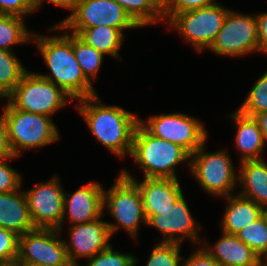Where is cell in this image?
<instances>
[{
	"label": "cell",
	"mask_w": 267,
	"mask_h": 266,
	"mask_svg": "<svg viewBox=\"0 0 267 266\" xmlns=\"http://www.w3.org/2000/svg\"><path fill=\"white\" fill-rule=\"evenodd\" d=\"M78 102L79 114L97 141L120 158L131 154L134 132L140 122L136 115L116 105H104L97 94Z\"/></svg>",
	"instance_id": "cell-1"
},
{
	"label": "cell",
	"mask_w": 267,
	"mask_h": 266,
	"mask_svg": "<svg viewBox=\"0 0 267 266\" xmlns=\"http://www.w3.org/2000/svg\"><path fill=\"white\" fill-rule=\"evenodd\" d=\"M60 36H42L33 33L32 40L50 69V74H39L59 86L72 100H81L97 94L92 83L84 76L72 47V33Z\"/></svg>",
	"instance_id": "cell-2"
},
{
	"label": "cell",
	"mask_w": 267,
	"mask_h": 266,
	"mask_svg": "<svg viewBox=\"0 0 267 266\" xmlns=\"http://www.w3.org/2000/svg\"><path fill=\"white\" fill-rule=\"evenodd\" d=\"M145 178L178 179L176 165L188 161L191 155L179 145L154 137L140 123L137 125L130 154Z\"/></svg>",
	"instance_id": "cell-3"
},
{
	"label": "cell",
	"mask_w": 267,
	"mask_h": 266,
	"mask_svg": "<svg viewBox=\"0 0 267 266\" xmlns=\"http://www.w3.org/2000/svg\"><path fill=\"white\" fill-rule=\"evenodd\" d=\"M8 141L14 156L59 140V131L52 117L16 109L9 101L2 107Z\"/></svg>",
	"instance_id": "cell-4"
},
{
	"label": "cell",
	"mask_w": 267,
	"mask_h": 266,
	"mask_svg": "<svg viewBox=\"0 0 267 266\" xmlns=\"http://www.w3.org/2000/svg\"><path fill=\"white\" fill-rule=\"evenodd\" d=\"M118 176L113 186L103 192V208H107L116 220L115 224L111 222L107 224L112 236L121 226L137 239L139 224L147 223L143 198L138 186L131 179L121 173Z\"/></svg>",
	"instance_id": "cell-5"
},
{
	"label": "cell",
	"mask_w": 267,
	"mask_h": 266,
	"mask_svg": "<svg viewBox=\"0 0 267 266\" xmlns=\"http://www.w3.org/2000/svg\"><path fill=\"white\" fill-rule=\"evenodd\" d=\"M72 99L59 86L34 72H26L6 98L16 109L52 117Z\"/></svg>",
	"instance_id": "cell-6"
},
{
	"label": "cell",
	"mask_w": 267,
	"mask_h": 266,
	"mask_svg": "<svg viewBox=\"0 0 267 266\" xmlns=\"http://www.w3.org/2000/svg\"><path fill=\"white\" fill-rule=\"evenodd\" d=\"M205 143L191 155L190 170L200 187L216 197L233 195L238 175L227 149L215 153L205 152Z\"/></svg>",
	"instance_id": "cell-7"
},
{
	"label": "cell",
	"mask_w": 267,
	"mask_h": 266,
	"mask_svg": "<svg viewBox=\"0 0 267 266\" xmlns=\"http://www.w3.org/2000/svg\"><path fill=\"white\" fill-rule=\"evenodd\" d=\"M229 10L216 2L208 7L176 13L167 21V26L177 30L196 51L202 52L215 42Z\"/></svg>",
	"instance_id": "cell-8"
},
{
	"label": "cell",
	"mask_w": 267,
	"mask_h": 266,
	"mask_svg": "<svg viewBox=\"0 0 267 266\" xmlns=\"http://www.w3.org/2000/svg\"><path fill=\"white\" fill-rule=\"evenodd\" d=\"M154 137L170 141L190 155L207 142V132L200 120L184 113L152 116L139 122Z\"/></svg>",
	"instance_id": "cell-9"
},
{
	"label": "cell",
	"mask_w": 267,
	"mask_h": 266,
	"mask_svg": "<svg viewBox=\"0 0 267 266\" xmlns=\"http://www.w3.org/2000/svg\"><path fill=\"white\" fill-rule=\"evenodd\" d=\"M59 24L64 29H89L105 25L118 29L140 28L114 0H81Z\"/></svg>",
	"instance_id": "cell-10"
},
{
	"label": "cell",
	"mask_w": 267,
	"mask_h": 266,
	"mask_svg": "<svg viewBox=\"0 0 267 266\" xmlns=\"http://www.w3.org/2000/svg\"><path fill=\"white\" fill-rule=\"evenodd\" d=\"M215 55L240 57L258 51L256 15L229 10L217 38L209 48Z\"/></svg>",
	"instance_id": "cell-11"
},
{
	"label": "cell",
	"mask_w": 267,
	"mask_h": 266,
	"mask_svg": "<svg viewBox=\"0 0 267 266\" xmlns=\"http://www.w3.org/2000/svg\"><path fill=\"white\" fill-rule=\"evenodd\" d=\"M59 181L54 175L49 181H42L35 188L24 190L35 228L62 230L65 192Z\"/></svg>",
	"instance_id": "cell-12"
},
{
	"label": "cell",
	"mask_w": 267,
	"mask_h": 266,
	"mask_svg": "<svg viewBox=\"0 0 267 266\" xmlns=\"http://www.w3.org/2000/svg\"><path fill=\"white\" fill-rule=\"evenodd\" d=\"M58 229L35 228L19 236L16 262H32L42 266L72 264L67 257L65 241Z\"/></svg>",
	"instance_id": "cell-13"
},
{
	"label": "cell",
	"mask_w": 267,
	"mask_h": 266,
	"mask_svg": "<svg viewBox=\"0 0 267 266\" xmlns=\"http://www.w3.org/2000/svg\"><path fill=\"white\" fill-rule=\"evenodd\" d=\"M182 194L173 206L164 211H160L157 215H146L149 226L155 227L163 234L160 242H176L181 244L185 237L195 245L201 242L198 238L197 229L201 226L193 218L187 202Z\"/></svg>",
	"instance_id": "cell-14"
},
{
	"label": "cell",
	"mask_w": 267,
	"mask_h": 266,
	"mask_svg": "<svg viewBox=\"0 0 267 266\" xmlns=\"http://www.w3.org/2000/svg\"><path fill=\"white\" fill-rule=\"evenodd\" d=\"M104 216L105 214L88 223L71 225L70 244L66 241L65 246L67 257L74 266H80L79 258L90 259L111 246L109 240L112 235L108 224L106 221L100 220Z\"/></svg>",
	"instance_id": "cell-15"
},
{
	"label": "cell",
	"mask_w": 267,
	"mask_h": 266,
	"mask_svg": "<svg viewBox=\"0 0 267 266\" xmlns=\"http://www.w3.org/2000/svg\"><path fill=\"white\" fill-rule=\"evenodd\" d=\"M103 185L90 182L72 193H64L62 223L67 217L72 225L94 221L103 215ZM68 209V211H67Z\"/></svg>",
	"instance_id": "cell-16"
},
{
	"label": "cell",
	"mask_w": 267,
	"mask_h": 266,
	"mask_svg": "<svg viewBox=\"0 0 267 266\" xmlns=\"http://www.w3.org/2000/svg\"><path fill=\"white\" fill-rule=\"evenodd\" d=\"M120 173L138 186L146 215L160 214V211L173 206L183 194L178 179L144 178L137 182L128 171L123 169Z\"/></svg>",
	"instance_id": "cell-17"
},
{
	"label": "cell",
	"mask_w": 267,
	"mask_h": 266,
	"mask_svg": "<svg viewBox=\"0 0 267 266\" xmlns=\"http://www.w3.org/2000/svg\"><path fill=\"white\" fill-rule=\"evenodd\" d=\"M202 247L216 260L219 266H258L260 256L234 234L222 232V236L209 248L204 240Z\"/></svg>",
	"instance_id": "cell-18"
},
{
	"label": "cell",
	"mask_w": 267,
	"mask_h": 266,
	"mask_svg": "<svg viewBox=\"0 0 267 266\" xmlns=\"http://www.w3.org/2000/svg\"><path fill=\"white\" fill-rule=\"evenodd\" d=\"M0 227L19 236L35 229L23 190L0 193Z\"/></svg>",
	"instance_id": "cell-19"
},
{
	"label": "cell",
	"mask_w": 267,
	"mask_h": 266,
	"mask_svg": "<svg viewBox=\"0 0 267 266\" xmlns=\"http://www.w3.org/2000/svg\"><path fill=\"white\" fill-rule=\"evenodd\" d=\"M230 117L237 128L234 144H236L240 152L239 161L262 159L261 153L264 150V146H266V141L258 121L254 117L240 113L238 110H235Z\"/></svg>",
	"instance_id": "cell-20"
},
{
	"label": "cell",
	"mask_w": 267,
	"mask_h": 266,
	"mask_svg": "<svg viewBox=\"0 0 267 266\" xmlns=\"http://www.w3.org/2000/svg\"><path fill=\"white\" fill-rule=\"evenodd\" d=\"M238 183L244 188L239 195L267 207V163L263 159L240 162Z\"/></svg>",
	"instance_id": "cell-21"
},
{
	"label": "cell",
	"mask_w": 267,
	"mask_h": 266,
	"mask_svg": "<svg viewBox=\"0 0 267 266\" xmlns=\"http://www.w3.org/2000/svg\"><path fill=\"white\" fill-rule=\"evenodd\" d=\"M227 205L222 217V231L236 234L262 216V207L239 194L225 197Z\"/></svg>",
	"instance_id": "cell-22"
},
{
	"label": "cell",
	"mask_w": 267,
	"mask_h": 266,
	"mask_svg": "<svg viewBox=\"0 0 267 266\" xmlns=\"http://www.w3.org/2000/svg\"><path fill=\"white\" fill-rule=\"evenodd\" d=\"M72 30L70 33L77 35L87 45L92 46L97 51L102 52L104 55H111L118 59L120 56L119 48L123 44L124 34L118 29L100 25L89 29H64L59 23L51 27L48 31L56 30Z\"/></svg>",
	"instance_id": "cell-23"
},
{
	"label": "cell",
	"mask_w": 267,
	"mask_h": 266,
	"mask_svg": "<svg viewBox=\"0 0 267 266\" xmlns=\"http://www.w3.org/2000/svg\"><path fill=\"white\" fill-rule=\"evenodd\" d=\"M141 28L163 21L161 0H114Z\"/></svg>",
	"instance_id": "cell-24"
},
{
	"label": "cell",
	"mask_w": 267,
	"mask_h": 266,
	"mask_svg": "<svg viewBox=\"0 0 267 266\" xmlns=\"http://www.w3.org/2000/svg\"><path fill=\"white\" fill-rule=\"evenodd\" d=\"M24 17L0 14V50L12 51V45L32 41L33 32L28 31Z\"/></svg>",
	"instance_id": "cell-25"
},
{
	"label": "cell",
	"mask_w": 267,
	"mask_h": 266,
	"mask_svg": "<svg viewBox=\"0 0 267 266\" xmlns=\"http://www.w3.org/2000/svg\"><path fill=\"white\" fill-rule=\"evenodd\" d=\"M28 70L13 51L0 50V98H7Z\"/></svg>",
	"instance_id": "cell-26"
},
{
	"label": "cell",
	"mask_w": 267,
	"mask_h": 266,
	"mask_svg": "<svg viewBox=\"0 0 267 266\" xmlns=\"http://www.w3.org/2000/svg\"><path fill=\"white\" fill-rule=\"evenodd\" d=\"M72 47L84 76L92 83V78L96 79L105 55L87 45L75 34H72Z\"/></svg>",
	"instance_id": "cell-27"
},
{
	"label": "cell",
	"mask_w": 267,
	"mask_h": 266,
	"mask_svg": "<svg viewBox=\"0 0 267 266\" xmlns=\"http://www.w3.org/2000/svg\"><path fill=\"white\" fill-rule=\"evenodd\" d=\"M237 110L249 117L267 111V71L253 84Z\"/></svg>",
	"instance_id": "cell-28"
},
{
	"label": "cell",
	"mask_w": 267,
	"mask_h": 266,
	"mask_svg": "<svg viewBox=\"0 0 267 266\" xmlns=\"http://www.w3.org/2000/svg\"><path fill=\"white\" fill-rule=\"evenodd\" d=\"M235 235L260 257L267 256V224L262 216Z\"/></svg>",
	"instance_id": "cell-29"
},
{
	"label": "cell",
	"mask_w": 267,
	"mask_h": 266,
	"mask_svg": "<svg viewBox=\"0 0 267 266\" xmlns=\"http://www.w3.org/2000/svg\"><path fill=\"white\" fill-rule=\"evenodd\" d=\"M181 244L176 242L157 243L149 256L146 266H181Z\"/></svg>",
	"instance_id": "cell-30"
},
{
	"label": "cell",
	"mask_w": 267,
	"mask_h": 266,
	"mask_svg": "<svg viewBox=\"0 0 267 266\" xmlns=\"http://www.w3.org/2000/svg\"><path fill=\"white\" fill-rule=\"evenodd\" d=\"M87 266H136L138 260L132 254L113 251L112 245L90 259Z\"/></svg>",
	"instance_id": "cell-31"
},
{
	"label": "cell",
	"mask_w": 267,
	"mask_h": 266,
	"mask_svg": "<svg viewBox=\"0 0 267 266\" xmlns=\"http://www.w3.org/2000/svg\"><path fill=\"white\" fill-rule=\"evenodd\" d=\"M215 0H161L163 21H168L176 13L208 7L216 3Z\"/></svg>",
	"instance_id": "cell-32"
},
{
	"label": "cell",
	"mask_w": 267,
	"mask_h": 266,
	"mask_svg": "<svg viewBox=\"0 0 267 266\" xmlns=\"http://www.w3.org/2000/svg\"><path fill=\"white\" fill-rule=\"evenodd\" d=\"M19 235L0 227V265L16 262L18 258Z\"/></svg>",
	"instance_id": "cell-33"
},
{
	"label": "cell",
	"mask_w": 267,
	"mask_h": 266,
	"mask_svg": "<svg viewBox=\"0 0 267 266\" xmlns=\"http://www.w3.org/2000/svg\"><path fill=\"white\" fill-rule=\"evenodd\" d=\"M13 158L17 156L0 160V193L16 191L22 185L21 175L7 163L8 159Z\"/></svg>",
	"instance_id": "cell-34"
},
{
	"label": "cell",
	"mask_w": 267,
	"mask_h": 266,
	"mask_svg": "<svg viewBox=\"0 0 267 266\" xmlns=\"http://www.w3.org/2000/svg\"><path fill=\"white\" fill-rule=\"evenodd\" d=\"M35 12L32 0H0V14L24 15Z\"/></svg>",
	"instance_id": "cell-35"
},
{
	"label": "cell",
	"mask_w": 267,
	"mask_h": 266,
	"mask_svg": "<svg viewBox=\"0 0 267 266\" xmlns=\"http://www.w3.org/2000/svg\"><path fill=\"white\" fill-rule=\"evenodd\" d=\"M200 248V249H199ZM181 266H219L216 260L201 246Z\"/></svg>",
	"instance_id": "cell-36"
},
{
	"label": "cell",
	"mask_w": 267,
	"mask_h": 266,
	"mask_svg": "<svg viewBox=\"0 0 267 266\" xmlns=\"http://www.w3.org/2000/svg\"><path fill=\"white\" fill-rule=\"evenodd\" d=\"M258 23V52L267 55V12L256 14Z\"/></svg>",
	"instance_id": "cell-37"
},
{
	"label": "cell",
	"mask_w": 267,
	"mask_h": 266,
	"mask_svg": "<svg viewBox=\"0 0 267 266\" xmlns=\"http://www.w3.org/2000/svg\"><path fill=\"white\" fill-rule=\"evenodd\" d=\"M14 156L8 141L7 125L1 113L0 115V160Z\"/></svg>",
	"instance_id": "cell-38"
},
{
	"label": "cell",
	"mask_w": 267,
	"mask_h": 266,
	"mask_svg": "<svg viewBox=\"0 0 267 266\" xmlns=\"http://www.w3.org/2000/svg\"><path fill=\"white\" fill-rule=\"evenodd\" d=\"M43 1H48L54 5L72 11L81 0H32L35 11L38 10V8L42 5Z\"/></svg>",
	"instance_id": "cell-39"
},
{
	"label": "cell",
	"mask_w": 267,
	"mask_h": 266,
	"mask_svg": "<svg viewBox=\"0 0 267 266\" xmlns=\"http://www.w3.org/2000/svg\"><path fill=\"white\" fill-rule=\"evenodd\" d=\"M260 126V130L262 131L263 137L267 143V111L261 112L254 117Z\"/></svg>",
	"instance_id": "cell-40"
},
{
	"label": "cell",
	"mask_w": 267,
	"mask_h": 266,
	"mask_svg": "<svg viewBox=\"0 0 267 266\" xmlns=\"http://www.w3.org/2000/svg\"><path fill=\"white\" fill-rule=\"evenodd\" d=\"M16 266H42L37 263H32V262H15Z\"/></svg>",
	"instance_id": "cell-41"
},
{
	"label": "cell",
	"mask_w": 267,
	"mask_h": 266,
	"mask_svg": "<svg viewBox=\"0 0 267 266\" xmlns=\"http://www.w3.org/2000/svg\"><path fill=\"white\" fill-rule=\"evenodd\" d=\"M263 257L265 258V260H263ZM258 266H267V256H262L259 258Z\"/></svg>",
	"instance_id": "cell-42"
},
{
	"label": "cell",
	"mask_w": 267,
	"mask_h": 266,
	"mask_svg": "<svg viewBox=\"0 0 267 266\" xmlns=\"http://www.w3.org/2000/svg\"><path fill=\"white\" fill-rule=\"evenodd\" d=\"M262 217L264 218V220L267 224V207L262 208Z\"/></svg>",
	"instance_id": "cell-43"
},
{
	"label": "cell",
	"mask_w": 267,
	"mask_h": 266,
	"mask_svg": "<svg viewBox=\"0 0 267 266\" xmlns=\"http://www.w3.org/2000/svg\"><path fill=\"white\" fill-rule=\"evenodd\" d=\"M47 266H74L73 264H58V265H47Z\"/></svg>",
	"instance_id": "cell-44"
},
{
	"label": "cell",
	"mask_w": 267,
	"mask_h": 266,
	"mask_svg": "<svg viewBox=\"0 0 267 266\" xmlns=\"http://www.w3.org/2000/svg\"><path fill=\"white\" fill-rule=\"evenodd\" d=\"M0 266H16V264H15V263H13V264H8V265H0Z\"/></svg>",
	"instance_id": "cell-45"
}]
</instances>
